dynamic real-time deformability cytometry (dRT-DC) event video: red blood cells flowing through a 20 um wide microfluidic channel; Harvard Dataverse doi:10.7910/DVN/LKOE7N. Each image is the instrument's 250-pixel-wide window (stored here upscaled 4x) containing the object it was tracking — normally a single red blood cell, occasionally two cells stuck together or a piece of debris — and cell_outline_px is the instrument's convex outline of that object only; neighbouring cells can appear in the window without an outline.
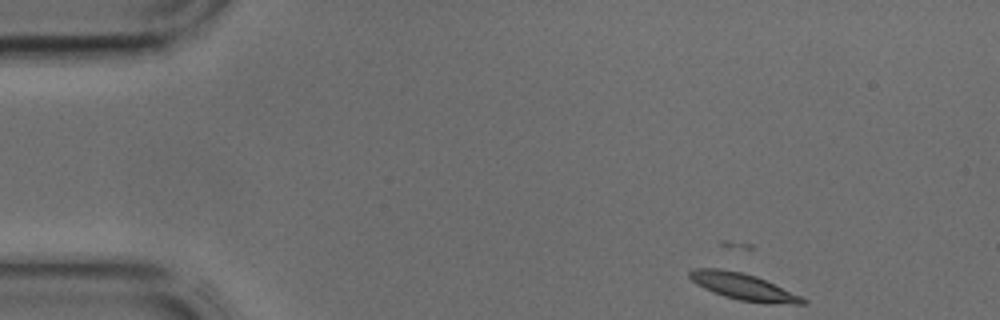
{"species": "common noctule bat (a hibernating species)", "species_latin": "Nyctalus noctula", "temperature_condition": "cold", "stored_images_in_passage": 40, "segment_of_instrument_passage": [1, 2], "camera_frame_rate_fps": 3000, "um_per_image_px": 0.085, "animal": {"sex": "male", "body_mass_g": 17.9, "forearm_length_mm": 54.2}, "frame": {"image": 1, "passage_image": 1, "time_ms": 0.0, "image_size_px": [1000, 320], "cell_outline_px": [[808, 304], [768, 304], [740, 300], [724, 296], [704, 288], [696, 284], [688, 276], [688, 272], [692, 268], [720, 268], [740, 272], [756, 276], [800, 296], [808, 300]], "centroid_in_image_um": [63.17, 24.37], "position_along_channel_um": 21.8, "area_um2": 17.46}}
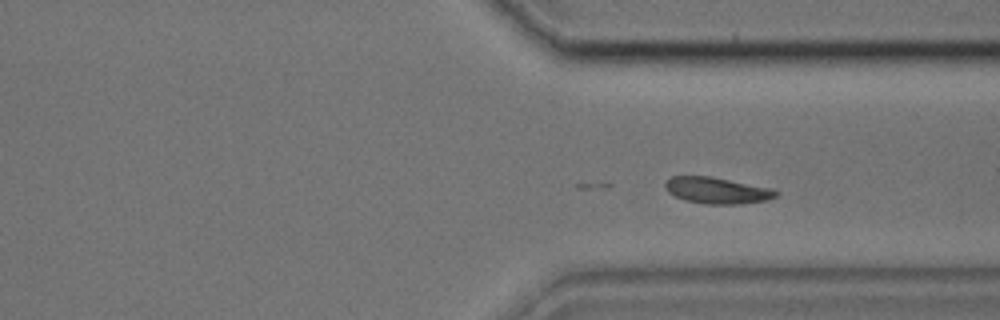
{"frame": {"image": 2, "passage_image": 28, "time_ms": 9.0, "image_size_px": [1000, 320], "cell_outline_px": [[776, 196], [768, 200], [744, 204], [704, 204], [684, 200], [668, 192], [664, 188], [664, 184], [672, 176], [712, 176], [768, 188], [776, 192]], "centroid_in_image_um": [60.89, 16.2], "position_along_channel_um": 350.5, "area_um2": 16.88}}
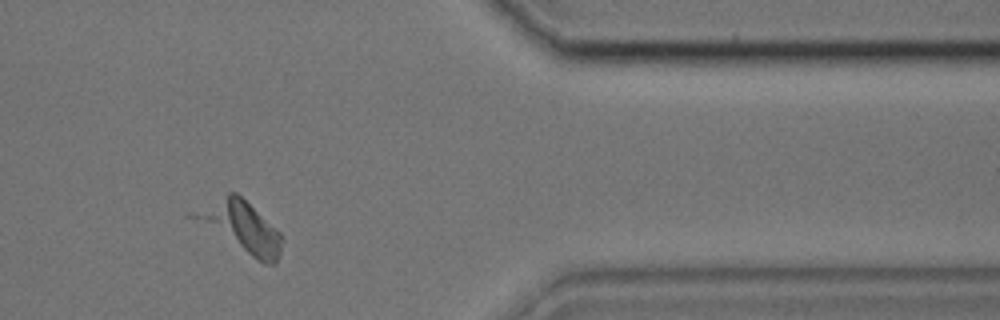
{"frame": {"image": 3, "passage_image": 32, "time_ms": 10.333, "image_size_px": [1000, 320], "cell_outline_px": [[280, 252], [276, 264], [264, 264], [252, 256], [212, 220], [208, 216], [228, 192], [236, 192], [280, 232]], "centroid_in_image_um": [21.06, 19.38], "position_along_channel_um": 390.3, "area_um2": 20.0}}